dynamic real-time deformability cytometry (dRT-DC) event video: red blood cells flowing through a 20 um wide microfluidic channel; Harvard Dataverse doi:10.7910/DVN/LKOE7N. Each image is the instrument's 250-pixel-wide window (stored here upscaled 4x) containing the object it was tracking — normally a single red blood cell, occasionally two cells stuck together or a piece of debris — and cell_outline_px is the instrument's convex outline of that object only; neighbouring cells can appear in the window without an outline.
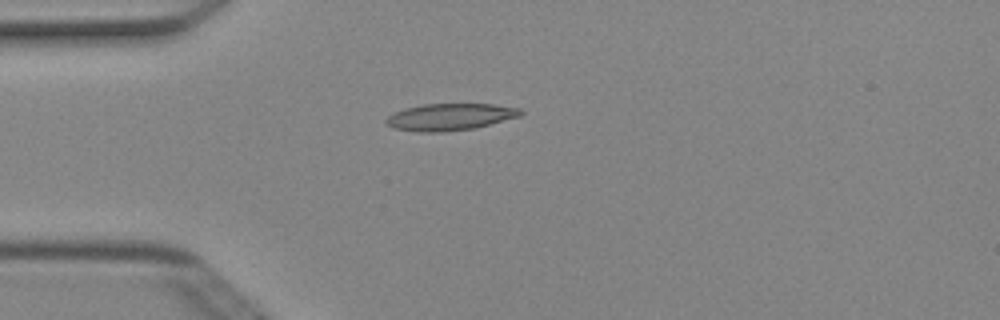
{"species": "Egyptian fruit bat (a non-hibernating species)", "species_latin": "Rousettus aegyptiacus", "temperature_condition": "cold", "stored_images_in_passage": 4, "camera_frame_rate_fps": 3000, "um_per_image_px": 0.085, "animal": {"sex": "female"}, "frame": {"image": 1, "passage_image": 4, "time_ms": 1.0, "image_size_px": [1000, 320], "cell_outline_px": [[524, 112], [520, 116], [476, 128], [440, 132], [420, 132], [392, 128], [384, 120], [388, 116], [404, 108], [424, 104], [492, 104], [520, 108]], "centroid_in_image_um": [38.26, 9.94], "position_along_channel_um": 46.7, "area_um2": 21.04}}